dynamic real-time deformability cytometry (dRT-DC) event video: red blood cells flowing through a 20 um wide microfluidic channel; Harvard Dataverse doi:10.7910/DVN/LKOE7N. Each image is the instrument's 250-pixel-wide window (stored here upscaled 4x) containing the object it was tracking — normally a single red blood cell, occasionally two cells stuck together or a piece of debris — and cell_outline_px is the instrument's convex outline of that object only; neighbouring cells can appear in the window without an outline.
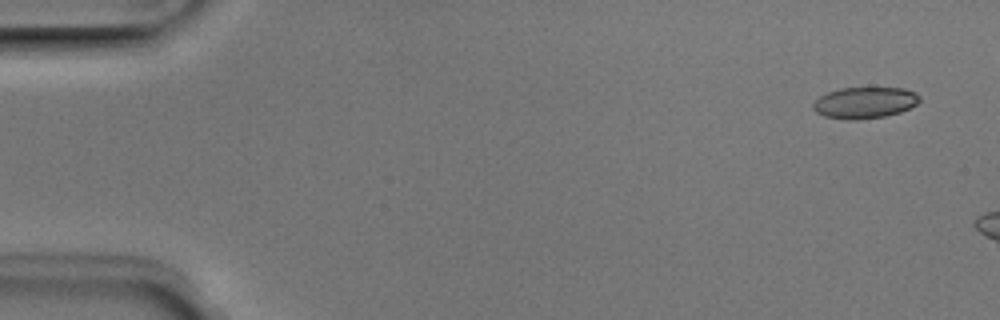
{"species": "Egyptian fruit bat (a non-hibernating species)", "species_latin": "Rousettus aegyptiacus", "temperature_condition": "room temperature", "stored_images_in_passage": 3, "camera_frame_rate_fps": 3000, "um_per_image_px": 0.085, "animal": {"sex": "male"}, "frame": {"image": 1, "passage_image": 1, "time_ms": 0.0, "image_size_px": [1000, 320], "cell_outline_px": [[920, 100], [916, 104], [900, 112], [884, 116], [856, 120], [848, 120], [824, 116], [816, 112], [812, 108], [812, 104], [820, 96], [828, 92], [840, 88], [904, 88], [916, 92], [920, 96]], "centroid_in_image_um": [73.49, 8.73], "position_along_channel_um": 11.5, "area_um2": 19.42}}